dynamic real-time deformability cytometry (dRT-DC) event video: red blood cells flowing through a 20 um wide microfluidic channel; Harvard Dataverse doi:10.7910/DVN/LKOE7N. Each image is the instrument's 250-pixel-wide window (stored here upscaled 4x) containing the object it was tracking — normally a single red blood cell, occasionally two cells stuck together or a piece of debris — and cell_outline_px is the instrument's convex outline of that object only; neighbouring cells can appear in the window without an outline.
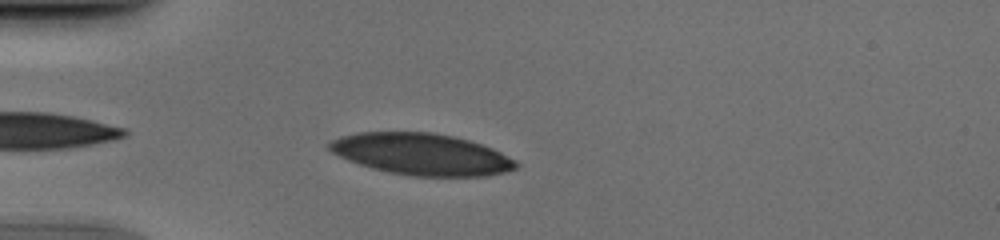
{"species": "human", "species_latin": "Homo sapiens", "temperature_condition": "cold", "stored_images_in_passage": 37, "camera_frame_rate_fps": 3000, "um_per_image_px": 0.085, "donor": {"sex": "male"}, "frame": {"image": 1, "passage_image": 3, "time_ms": 0.667, "image_size_px": [1000, 240], "cell_outline_px": [[520, 164], [516, 168], [504, 172], [484, 176], [412, 176], [388, 172], [372, 168], [348, 160], [332, 152], [328, 148], [328, 144], [332, 140], [340, 136], [356, 132], [432, 132], [452, 136], [468, 140], [492, 148], [516, 160]], "centroid_in_image_um": [35.82, 13.1], "position_along_channel_um": 49.2, "area_um2": 45.14}}
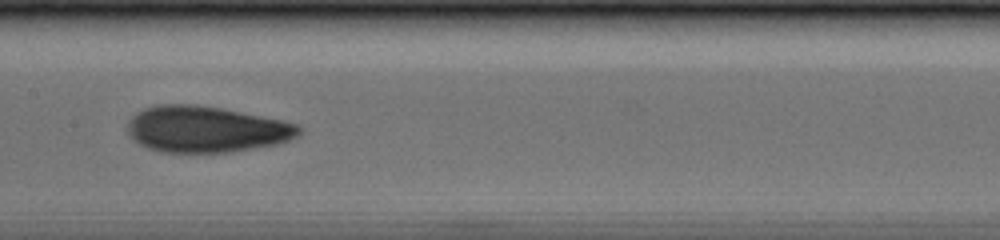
{"frame": {"image": 2, "passage_image": 15, "time_ms": 4.667, "image_size_px": [1000, 240], "cell_outline_px": [[300, 132], [296, 136], [288, 140], [276, 144], [228, 152], [160, 152], [148, 148], [132, 140], [128, 132], [128, 120], [136, 112], [144, 108], [156, 104], [196, 104], [220, 108], [284, 120], [296, 124], [300, 128]], "centroid_in_image_um": [17.47, 10.97], "position_along_channel_um": 189.9, "area_um2": 46.12}}
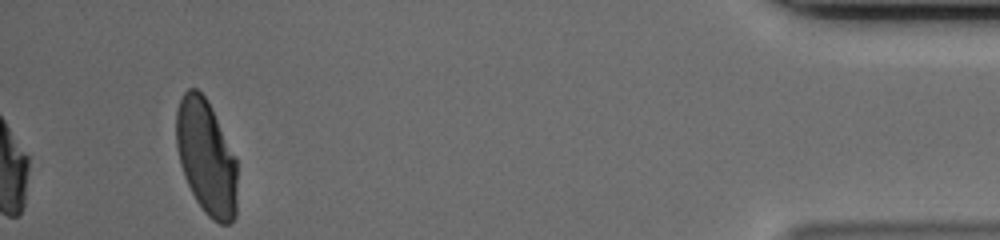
{"frame": {"image": 3, "passage_image": 37, "time_ms": 12.0, "image_size_px": [1000, 240], "cell_outline_px": [[236, 216], [228, 224], [220, 224], [212, 220], [204, 212], [196, 200], [184, 176], [180, 164], [176, 144], [176, 112], [180, 100], [184, 92], [188, 88], [196, 88], [208, 100], [212, 108], [236, 160]], "centroid_in_image_um": [17.52, 13.37], "position_along_channel_um": 417.7, "area_um2": 40.63}}